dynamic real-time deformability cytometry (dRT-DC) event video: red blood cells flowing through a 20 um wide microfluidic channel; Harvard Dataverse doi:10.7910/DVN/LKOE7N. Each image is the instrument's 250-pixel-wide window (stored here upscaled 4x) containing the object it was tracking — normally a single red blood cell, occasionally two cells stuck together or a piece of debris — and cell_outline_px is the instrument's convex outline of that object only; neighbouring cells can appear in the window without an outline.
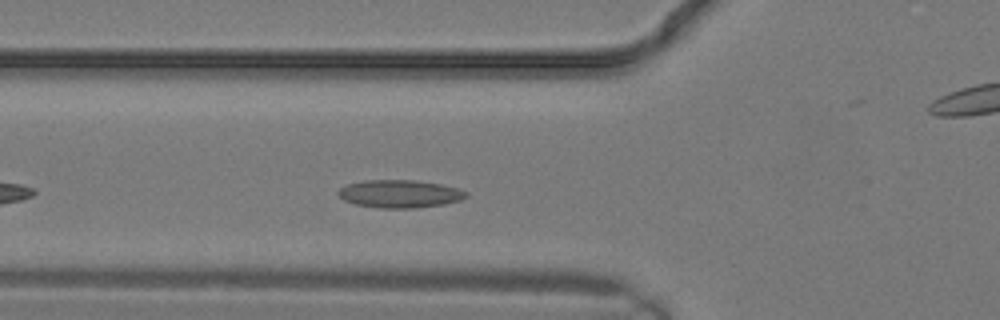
{"species": "common noctule bat (a hibernating species)", "species_latin": "Nyctalus noctula", "temperature_condition": "warm", "stored_images_in_passage": 13, "camera_frame_rate_fps": 3000, "um_per_image_px": 0.085, "animal": {"sex": "male", "body_mass_g": 19.2, "forearm_length_mm": 51.8}, "frame": {"image": 1, "passage_image": 7, "time_ms": 2.0, "image_size_px": [1000, 320], "cell_outline_px": [[468, 196], [460, 200], [444, 204], [416, 208], [380, 208], [356, 204], [344, 200], [336, 192], [340, 188], [348, 184], [364, 180], [416, 180], [440, 184], [456, 188], [468, 192]], "centroid_in_image_um": [33.98, 16.47], "position_along_channel_um": 91.8, "area_um2": 20.69}}
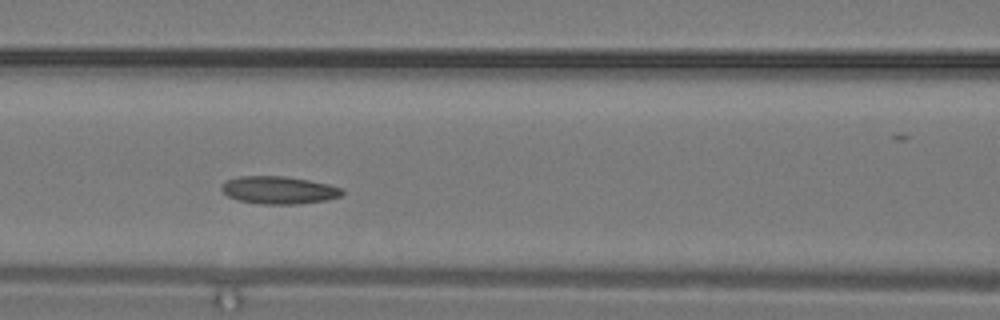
{"frame": {"image": 2, "passage_image": 9, "time_ms": 2.667, "image_size_px": [1000, 320], "cell_outline_px": [[344, 192], [340, 196], [328, 200], [300, 204], [260, 204], [240, 200], [228, 196], [220, 188], [228, 180], [240, 176], [288, 176], [328, 184], [344, 188]], "centroid_in_image_um": [23.76, 16.16], "position_along_channel_um": 142.8, "area_um2": 19.42}}
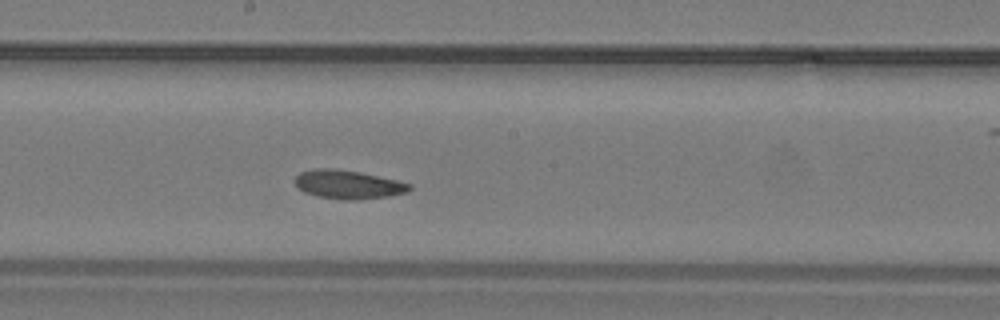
{"frame": {"image": 3, "passage_image": 12, "time_ms": 3.667, "image_size_px": [1000, 320], "cell_outline_px": [[412, 188], [408, 192], [388, 196], [356, 200], [348, 200], [316, 196], [304, 192], [296, 188], [296, 176], [300, 172], [312, 168], [336, 168], [360, 172], [396, 180], [412, 184]], "centroid_in_image_um": [29.57, 15.67], "position_along_channel_um": 218.6, "area_um2": 19.25}}